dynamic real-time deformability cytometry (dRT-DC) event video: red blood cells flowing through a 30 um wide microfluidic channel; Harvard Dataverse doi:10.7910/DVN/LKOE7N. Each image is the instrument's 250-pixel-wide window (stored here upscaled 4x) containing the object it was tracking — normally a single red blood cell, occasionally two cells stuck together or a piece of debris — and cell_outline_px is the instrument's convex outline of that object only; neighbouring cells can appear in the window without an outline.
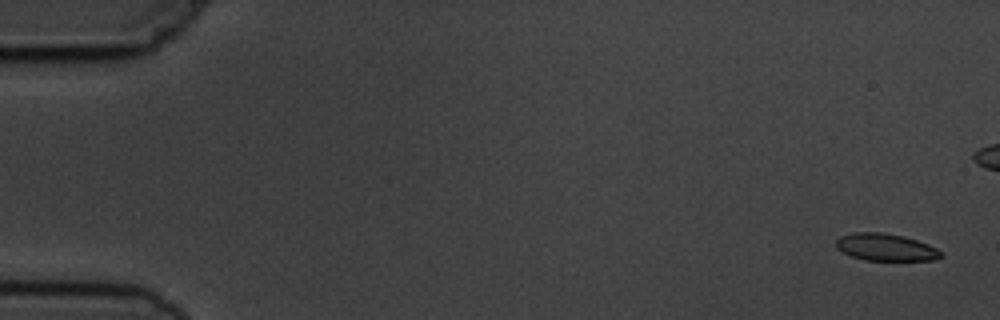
{"species": "common noctule bat (a hibernating species)", "species_latin": "Nyctalus noctula", "temperature_condition": "cold", "stored_images_in_passage": 4, "camera_frame_rate_fps": 3000, "um_per_image_px": 0.085, "animal": {"sex": "male", "body_mass_g": 19.5, "forearm_length_mm": 54.6}, "frame": {"image": 1, "passage_image": 1, "time_ms": 0.0, "image_size_px": [1000, 320], "cell_outline_px": [[944, 256], [932, 260], [864, 260], [852, 256], [836, 248], [836, 240], [840, 236], [852, 232], [884, 232], [904, 236], [928, 244], [944, 252]], "centroid_in_image_um": [75.3, 21.0], "position_along_channel_um": 9.7, "area_um2": 16.7}}